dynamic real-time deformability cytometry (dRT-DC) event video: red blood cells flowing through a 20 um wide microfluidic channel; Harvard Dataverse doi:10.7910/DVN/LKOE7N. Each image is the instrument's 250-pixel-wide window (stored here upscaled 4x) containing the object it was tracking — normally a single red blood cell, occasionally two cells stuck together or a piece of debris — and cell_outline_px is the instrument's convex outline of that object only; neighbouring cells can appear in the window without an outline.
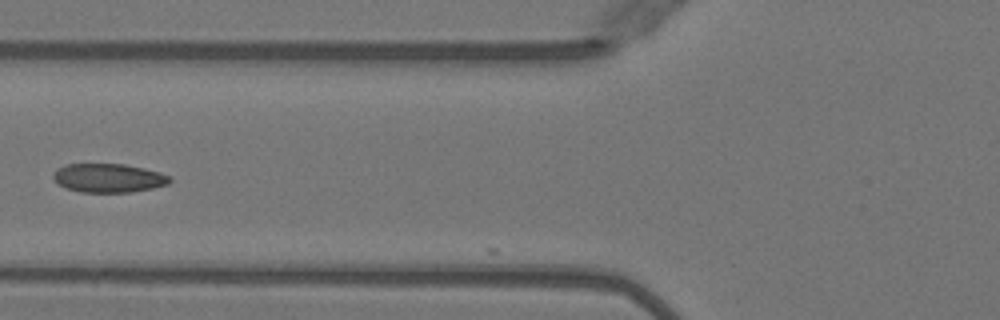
{"species": "Egyptian fruit bat (a non-hibernating species)", "species_latin": "Rousettus aegyptiacus", "temperature_condition": "warm", "stored_images_in_passage": 8, "camera_frame_rate_fps": 3000, "um_per_image_px": 0.085, "animal": {"sex": "female"}, "frame": {"image": 1, "passage_image": 3, "time_ms": 0.667, "image_size_px": [1000, 320], "cell_outline_px": [[172, 180], [168, 184], [152, 188], [132, 192], [80, 192], [68, 188], [60, 184], [52, 176], [56, 168], [64, 164], [124, 164], [144, 168], [160, 172], [172, 176]], "centroid_in_image_um": [9.26, 15.12], "position_along_channel_um": 116.5, "area_um2": 19.59}}